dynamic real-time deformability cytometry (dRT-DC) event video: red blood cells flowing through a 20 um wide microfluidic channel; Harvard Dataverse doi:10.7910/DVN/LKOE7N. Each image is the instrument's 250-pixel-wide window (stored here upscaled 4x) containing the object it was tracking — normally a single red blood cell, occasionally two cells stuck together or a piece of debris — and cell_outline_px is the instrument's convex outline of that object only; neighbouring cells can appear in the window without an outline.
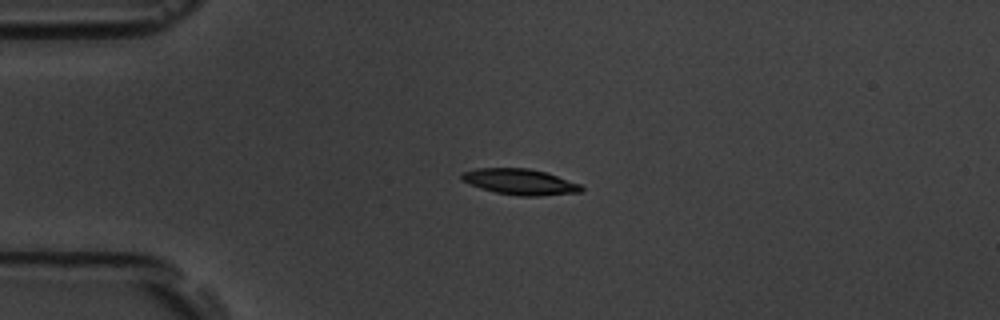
{"species": "common noctule bat (a hibernating species)", "species_latin": "Nyctalus noctula", "temperature_condition": "room temperature", "stored_images_in_passage": 47, "camera_frame_rate_fps": 3000, "um_per_image_px": 0.085, "animal": {"sex": "male", "body_mass_g": 19.5, "forearm_length_mm": 54.6}, "frame": {"image": 1, "passage_image": 11, "time_ms": 3.333, "image_size_px": [1000, 320], "cell_outline_px": [[584, 192], [540, 196], [520, 196], [496, 192], [480, 188], [460, 180], [460, 176], [464, 172], [476, 168], [528, 168], [544, 172], [580, 184], [584, 188]], "centroid_in_image_um": [44.2, 15.46], "position_along_channel_um": 40.8, "area_um2": 17.98}}
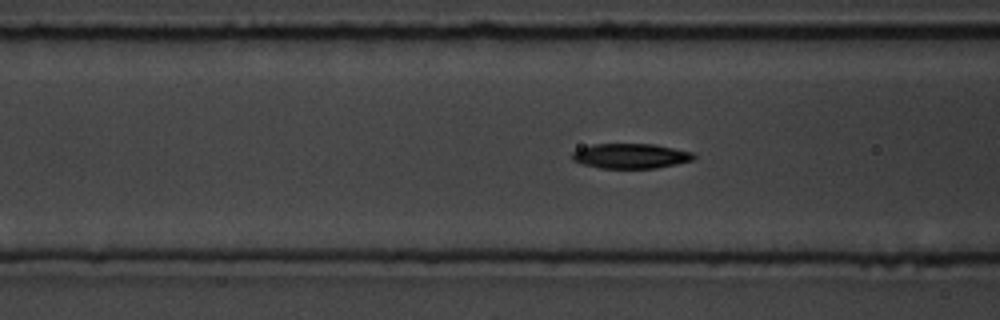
{"frame": {"image": 2, "passage_image": 19, "time_ms": 6.0, "image_size_px": [1000, 320], "cell_outline_px": [[696, 156], [692, 160], [676, 164], [656, 168], [600, 168], [584, 164], [572, 160], [572, 152], [580, 148], [592, 144], [652, 144], [692, 152]], "centroid_in_image_um": [53.58, 13.26], "position_along_channel_um": 113.0, "area_um2": 17.51}}
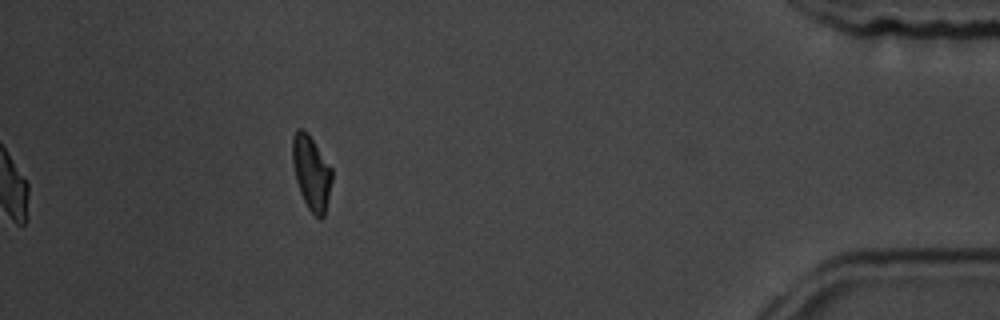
{"frame": {"image": 3, "passage_image": 47, "time_ms": 15.333, "image_size_px": [1000, 320], "cell_outline_px": [[332, 180], [324, 216], [320, 220], [308, 208], [300, 192], [296, 180], [292, 160], [292, 136], [296, 128], [300, 128], [308, 132], [332, 168]], "centroid_in_image_um": [26.46, 14.64], "position_along_channel_um": 408.7, "area_um2": 17.11}, "authors_computed_cell_mechanics": {"area_um2": 17.3978, "velocity_mm_per_s": 3.7502, "shape_relaxation_time_tau1_ms": 2.6633, "shape_relaxation_time_tau2_ms": 7.9331, "deformation_change_tau1": 0.126, "deformation_change_tau2": 0.1177}}